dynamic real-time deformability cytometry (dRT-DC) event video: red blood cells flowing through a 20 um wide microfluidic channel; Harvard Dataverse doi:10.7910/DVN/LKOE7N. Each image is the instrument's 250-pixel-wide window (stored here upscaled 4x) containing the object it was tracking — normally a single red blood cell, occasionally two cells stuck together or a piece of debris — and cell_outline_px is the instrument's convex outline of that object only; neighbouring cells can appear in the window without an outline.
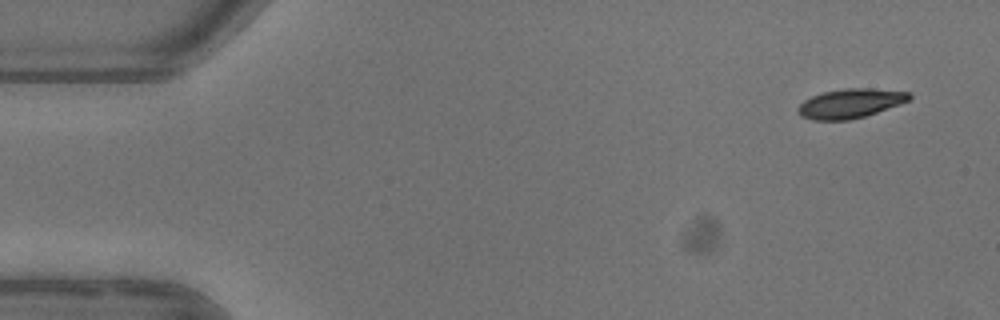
{"species": "common noctule bat (a hibernating species)", "species_latin": "Nyctalus noctula", "temperature_condition": "warm", "stored_images_in_passage": 6, "camera_frame_rate_fps": 3000, "um_per_image_px": 0.085, "animal": {"sex": "female"}, "frame": {"image": 1, "passage_image": 1, "time_ms": 0.0, "image_size_px": [1000, 320], "cell_outline_px": [[912, 96], [908, 100], [900, 104], [864, 116], [848, 120], [812, 120], [800, 116], [796, 112], [796, 108], [804, 100], [812, 96], [824, 92], [844, 88], [872, 88], [908, 92]], "centroid_in_image_um": [72.22, 8.79], "position_along_channel_um": 12.8, "area_um2": 18.96}}
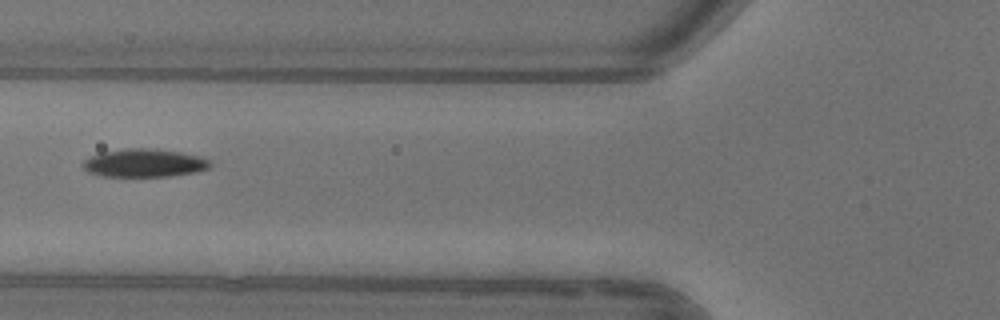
{"frame": {"image": 2, "passage_image": 5, "time_ms": 5.667, "image_size_px": [1000, 320], "cell_outline_px": [[212, 164], [208, 168], [196, 172], [168, 176], [104, 176], [88, 172], [80, 164], [88, 156], [100, 152], [124, 148], [148, 148], [180, 152], [200, 156], [212, 160]], "centroid_in_image_um": [12.24, 13.84], "position_along_channel_um": 113.6, "area_um2": 21.04}}
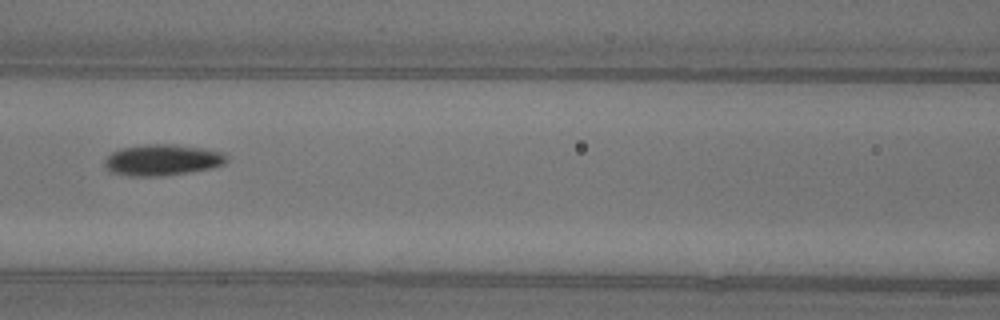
{"frame": {"image": 3, "passage_image": 6, "time_ms": 6.667, "image_size_px": [1000, 320], "cell_outline_px": [[228, 160], [224, 164], [208, 168], [160, 176], [128, 176], [108, 172], [104, 168], [104, 160], [112, 152], [120, 148], [144, 144], [172, 144], [204, 148], [224, 152]], "centroid_in_image_um": [13.73, 13.59], "position_along_channel_um": 152.9, "area_um2": 22.2}}